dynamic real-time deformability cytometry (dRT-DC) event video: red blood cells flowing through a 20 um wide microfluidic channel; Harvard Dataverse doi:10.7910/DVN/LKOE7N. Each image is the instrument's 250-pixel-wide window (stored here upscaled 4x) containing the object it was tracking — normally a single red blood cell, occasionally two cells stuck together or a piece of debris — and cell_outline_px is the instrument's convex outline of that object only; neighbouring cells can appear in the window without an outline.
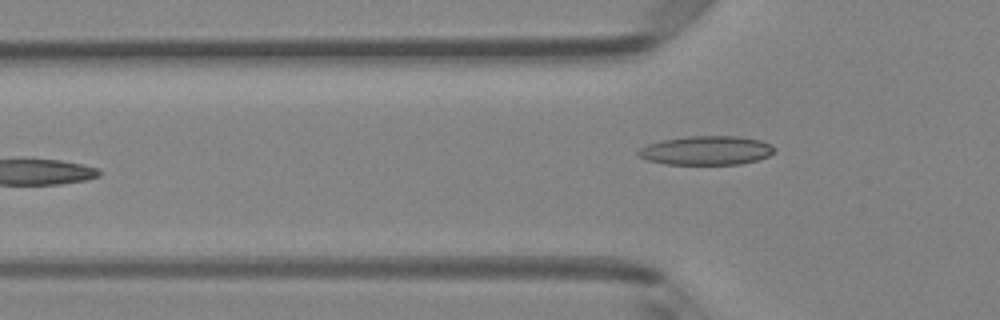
{"species": "Egyptian fruit bat (a non-hibernating species)", "species_latin": "Rousettus aegyptiacus", "temperature_condition": "room temperature", "stored_images_in_passage": 6, "camera_frame_rate_fps": 3000, "um_per_image_px": 0.085, "animal": {"sex": "female"}, "frame": {"image": 1, "passage_image": 6, "time_ms": 6.0, "image_size_px": [1000, 320], "cell_outline_px": [[776, 152], [768, 156], [756, 160], [740, 164], [668, 164], [648, 160], [640, 156], [636, 152], [640, 148], [648, 144], [660, 140], [688, 136], [736, 136], [760, 140], [772, 144], [776, 148]], "centroid_in_image_um": [60.07, 12.78], "position_along_channel_um": 65.7, "area_um2": 23.0}}